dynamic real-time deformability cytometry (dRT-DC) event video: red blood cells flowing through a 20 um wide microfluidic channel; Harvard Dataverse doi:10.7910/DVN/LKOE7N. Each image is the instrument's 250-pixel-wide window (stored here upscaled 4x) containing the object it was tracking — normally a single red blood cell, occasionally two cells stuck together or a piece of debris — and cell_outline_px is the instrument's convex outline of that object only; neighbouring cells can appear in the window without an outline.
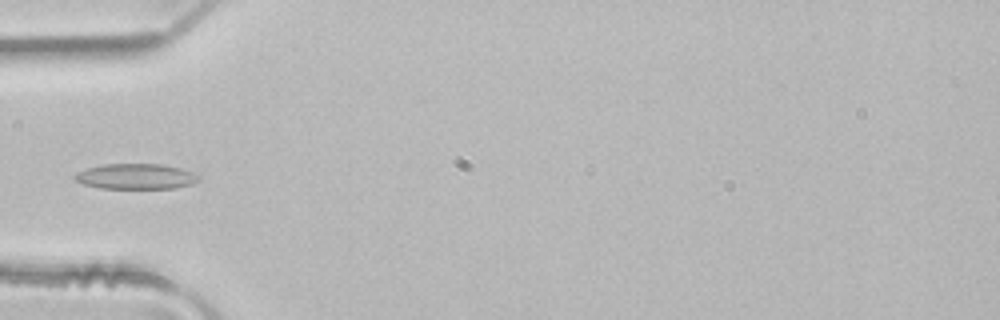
{"species": "common noctule bat (a hibernating species)", "species_latin": "Nyctalus noctula", "temperature_condition": "room temperature", "stored_images_in_passage": 3, "camera_frame_rate_fps": 3000, "um_per_image_px": 0.085, "animal": {"sex": "male", "body_mass_g": 21.5, "forearm_length_mm": 52.0}, "frame": {"image": 1, "passage_image": 3, "time_ms": 0.667, "image_size_px": [1000, 320], "cell_outline_px": [[200, 180], [192, 184], [176, 188], [100, 188], [84, 184], [76, 180], [72, 176], [88, 168], [104, 164], [164, 164], [180, 168], [192, 172], [200, 176]], "centroid_in_image_um": [11.6, 15.0], "position_along_channel_um": 73.4, "area_um2": 18.26}}